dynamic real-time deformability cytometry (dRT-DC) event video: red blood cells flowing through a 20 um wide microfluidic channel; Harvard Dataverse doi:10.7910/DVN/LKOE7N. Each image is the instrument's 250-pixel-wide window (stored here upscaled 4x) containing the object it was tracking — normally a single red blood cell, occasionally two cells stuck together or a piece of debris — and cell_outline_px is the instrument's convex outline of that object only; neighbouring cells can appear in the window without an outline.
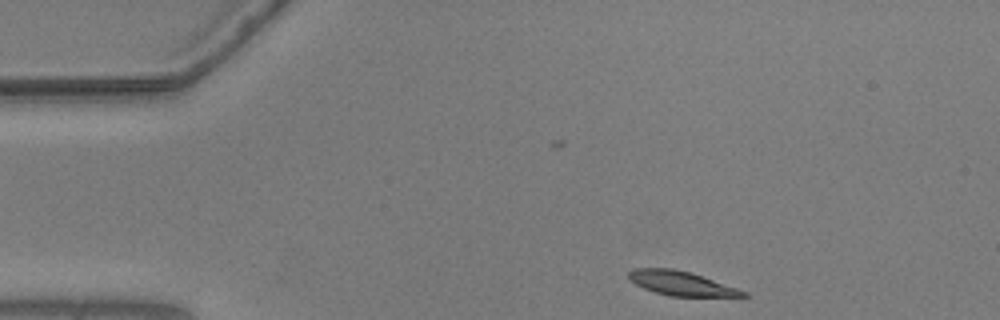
{"species": "common noctule bat (a hibernating species)", "species_latin": "Nyctalus noctula", "temperature_condition": "warm", "stored_images_in_passage": 11, "camera_frame_rate_fps": 3000, "um_per_image_px": 0.085, "animal": {"sex": "male", "body_mass_g": 20.5, "forearm_length_mm": 52.5}, "frame": {"image": 1, "passage_image": 1, "time_ms": 0.0, "image_size_px": [1000, 320], "cell_outline_px": [[748, 296], [668, 296], [644, 288], [636, 284], [628, 276], [628, 272], [632, 268], [672, 268], [692, 272], [748, 292]], "centroid_in_image_um": [57.9, 24.07], "position_along_channel_um": 27.1, "area_um2": 16.07}}